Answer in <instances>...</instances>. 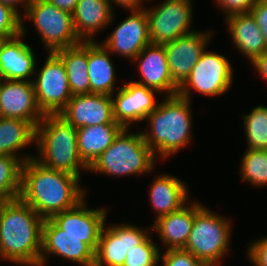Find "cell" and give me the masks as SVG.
<instances>
[{"label": "cell", "mask_w": 267, "mask_h": 266, "mask_svg": "<svg viewBox=\"0 0 267 266\" xmlns=\"http://www.w3.org/2000/svg\"><path fill=\"white\" fill-rule=\"evenodd\" d=\"M78 176L47 168L31 158L23 163L19 198L43 219L77 206L86 197Z\"/></svg>", "instance_id": "1"}, {"label": "cell", "mask_w": 267, "mask_h": 266, "mask_svg": "<svg viewBox=\"0 0 267 266\" xmlns=\"http://www.w3.org/2000/svg\"><path fill=\"white\" fill-rule=\"evenodd\" d=\"M44 219L20 198L0 203V261L40 266Z\"/></svg>", "instance_id": "2"}, {"label": "cell", "mask_w": 267, "mask_h": 266, "mask_svg": "<svg viewBox=\"0 0 267 266\" xmlns=\"http://www.w3.org/2000/svg\"><path fill=\"white\" fill-rule=\"evenodd\" d=\"M162 99L145 119L149 128L141 133L156 158L163 160L189 145L193 122L190 100L178 95Z\"/></svg>", "instance_id": "3"}, {"label": "cell", "mask_w": 267, "mask_h": 266, "mask_svg": "<svg viewBox=\"0 0 267 266\" xmlns=\"http://www.w3.org/2000/svg\"><path fill=\"white\" fill-rule=\"evenodd\" d=\"M34 159L43 166L81 178L88 167L80 158L77 128L60 115H45L36 127Z\"/></svg>", "instance_id": "4"}, {"label": "cell", "mask_w": 267, "mask_h": 266, "mask_svg": "<svg viewBox=\"0 0 267 266\" xmlns=\"http://www.w3.org/2000/svg\"><path fill=\"white\" fill-rule=\"evenodd\" d=\"M128 132V128H124L88 171L109 177L152 172L157 162L154 152L145 143L141 131Z\"/></svg>", "instance_id": "5"}, {"label": "cell", "mask_w": 267, "mask_h": 266, "mask_svg": "<svg viewBox=\"0 0 267 266\" xmlns=\"http://www.w3.org/2000/svg\"><path fill=\"white\" fill-rule=\"evenodd\" d=\"M203 206L196 214L184 250L207 266H219L230 249V220Z\"/></svg>", "instance_id": "6"}, {"label": "cell", "mask_w": 267, "mask_h": 266, "mask_svg": "<svg viewBox=\"0 0 267 266\" xmlns=\"http://www.w3.org/2000/svg\"><path fill=\"white\" fill-rule=\"evenodd\" d=\"M26 19L39 32L47 53L82 42L75 33L72 14L47 0H30L25 13L21 15V23Z\"/></svg>", "instance_id": "7"}, {"label": "cell", "mask_w": 267, "mask_h": 266, "mask_svg": "<svg viewBox=\"0 0 267 266\" xmlns=\"http://www.w3.org/2000/svg\"><path fill=\"white\" fill-rule=\"evenodd\" d=\"M231 65L225 55L205 49L177 95L190 101L192 89L204 96L223 95L233 83L234 71Z\"/></svg>", "instance_id": "8"}, {"label": "cell", "mask_w": 267, "mask_h": 266, "mask_svg": "<svg viewBox=\"0 0 267 266\" xmlns=\"http://www.w3.org/2000/svg\"><path fill=\"white\" fill-rule=\"evenodd\" d=\"M32 82L37 104L44 115H58L73 96L65 65L55 52H48L39 71L35 68Z\"/></svg>", "instance_id": "9"}, {"label": "cell", "mask_w": 267, "mask_h": 266, "mask_svg": "<svg viewBox=\"0 0 267 266\" xmlns=\"http://www.w3.org/2000/svg\"><path fill=\"white\" fill-rule=\"evenodd\" d=\"M192 3V0H165L157 6L144 8L151 44L164 45L194 32L190 28L193 24Z\"/></svg>", "instance_id": "10"}, {"label": "cell", "mask_w": 267, "mask_h": 266, "mask_svg": "<svg viewBox=\"0 0 267 266\" xmlns=\"http://www.w3.org/2000/svg\"><path fill=\"white\" fill-rule=\"evenodd\" d=\"M152 232L133 224L118 223L104 225L97 250L94 266H123L127 251L142 243Z\"/></svg>", "instance_id": "11"}, {"label": "cell", "mask_w": 267, "mask_h": 266, "mask_svg": "<svg viewBox=\"0 0 267 266\" xmlns=\"http://www.w3.org/2000/svg\"><path fill=\"white\" fill-rule=\"evenodd\" d=\"M115 93L111 95L113 116L123 128L131 129V125L145 120L160 102L155 96L157 91L134 81L125 82Z\"/></svg>", "instance_id": "12"}, {"label": "cell", "mask_w": 267, "mask_h": 266, "mask_svg": "<svg viewBox=\"0 0 267 266\" xmlns=\"http://www.w3.org/2000/svg\"><path fill=\"white\" fill-rule=\"evenodd\" d=\"M56 255L81 266H94L95 252L82 238L64 233L51 218L44 219L40 266L48 263L49 255Z\"/></svg>", "instance_id": "13"}, {"label": "cell", "mask_w": 267, "mask_h": 266, "mask_svg": "<svg viewBox=\"0 0 267 266\" xmlns=\"http://www.w3.org/2000/svg\"><path fill=\"white\" fill-rule=\"evenodd\" d=\"M131 15L123 19L102 41L110 52L132 61L146 46L151 44L146 10H131Z\"/></svg>", "instance_id": "14"}, {"label": "cell", "mask_w": 267, "mask_h": 266, "mask_svg": "<svg viewBox=\"0 0 267 266\" xmlns=\"http://www.w3.org/2000/svg\"><path fill=\"white\" fill-rule=\"evenodd\" d=\"M213 32L198 31L178 37L164 44L173 84L179 89L200 59L202 52L213 37Z\"/></svg>", "instance_id": "15"}, {"label": "cell", "mask_w": 267, "mask_h": 266, "mask_svg": "<svg viewBox=\"0 0 267 266\" xmlns=\"http://www.w3.org/2000/svg\"><path fill=\"white\" fill-rule=\"evenodd\" d=\"M106 208H88L86 200L77 206L55 214L51 219L64 233L82 238L94 252H96L101 231L106 222Z\"/></svg>", "instance_id": "16"}, {"label": "cell", "mask_w": 267, "mask_h": 266, "mask_svg": "<svg viewBox=\"0 0 267 266\" xmlns=\"http://www.w3.org/2000/svg\"><path fill=\"white\" fill-rule=\"evenodd\" d=\"M44 116L32 81L4 79L0 83V117L22 119L37 127Z\"/></svg>", "instance_id": "17"}, {"label": "cell", "mask_w": 267, "mask_h": 266, "mask_svg": "<svg viewBox=\"0 0 267 266\" xmlns=\"http://www.w3.org/2000/svg\"><path fill=\"white\" fill-rule=\"evenodd\" d=\"M58 115L77 129L83 126L117 123L113 116L112 98L105 94L73 95Z\"/></svg>", "instance_id": "18"}, {"label": "cell", "mask_w": 267, "mask_h": 266, "mask_svg": "<svg viewBox=\"0 0 267 266\" xmlns=\"http://www.w3.org/2000/svg\"><path fill=\"white\" fill-rule=\"evenodd\" d=\"M131 62L138 64L141 77L134 82L157 91L163 97L177 95L178 88L172 82L164 45L149 44Z\"/></svg>", "instance_id": "19"}, {"label": "cell", "mask_w": 267, "mask_h": 266, "mask_svg": "<svg viewBox=\"0 0 267 266\" xmlns=\"http://www.w3.org/2000/svg\"><path fill=\"white\" fill-rule=\"evenodd\" d=\"M25 30L21 23L20 34L0 43V71L5 80L33 81L37 61L33 49L23 41Z\"/></svg>", "instance_id": "20"}, {"label": "cell", "mask_w": 267, "mask_h": 266, "mask_svg": "<svg viewBox=\"0 0 267 266\" xmlns=\"http://www.w3.org/2000/svg\"><path fill=\"white\" fill-rule=\"evenodd\" d=\"M203 207L199 202H190L180 210L154 220L152 231L157 232L165 250L183 249L192 230L195 214Z\"/></svg>", "instance_id": "21"}, {"label": "cell", "mask_w": 267, "mask_h": 266, "mask_svg": "<svg viewBox=\"0 0 267 266\" xmlns=\"http://www.w3.org/2000/svg\"><path fill=\"white\" fill-rule=\"evenodd\" d=\"M114 8L108 0H78L72 13L73 25L78 38L94 42V35L114 21Z\"/></svg>", "instance_id": "22"}, {"label": "cell", "mask_w": 267, "mask_h": 266, "mask_svg": "<svg viewBox=\"0 0 267 266\" xmlns=\"http://www.w3.org/2000/svg\"><path fill=\"white\" fill-rule=\"evenodd\" d=\"M186 183L169 174L155 176L149 188V202L156 219L180 210L189 201Z\"/></svg>", "instance_id": "23"}, {"label": "cell", "mask_w": 267, "mask_h": 266, "mask_svg": "<svg viewBox=\"0 0 267 266\" xmlns=\"http://www.w3.org/2000/svg\"><path fill=\"white\" fill-rule=\"evenodd\" d=\"M225 19L235 48L250 63L267 50L261 29L250 13L232 14Z\"/></svg>", "instance_id": "24"}, {"label": "cell", "mask_w": 267, "mask_h": 266, "mask_svg": "<svg viewBox=\"0 0 267 266\" xmlns=\"http://www.w3.org/2000/svg\"><path fill=\"white\" fill-rule=\"evenodd\" d=\"M124 128L118 123L83 126L77 129V146L80 158L89 168L112 144Z\"/></svg>", "instance_id": "25"}, {"label": "cell", "mask_w": 267, "mask_h": 266, "mask_svg": "<svg viewBox=\"0 0 267 266\" xmlns=\"http://www.w3.org/2000/svg\"><path fill=\"white\" fill-rule=\"evenodd\" d=\"M110 56V52L101 42H88L90 94H115V66Z\"/></svg>", "instance_id": "26"}, {"label": "cell", "mask_w": 267, "mask_h": 266, "mask_svg": "<svg viewBox=\"0 0 267 266\" xmlns=\"http://www.w3.org/2000/svg\"><path fill=\"white\" fill-rule=\"evenodd\" d=\"M35 139L36 127L32 123L17 118L0 117V155L15 156L24 163L34 156L27 153L18 155L19 150L35 143Z\"/></svg>", "instance_id": "27"}, {"label": "cell", "mask_w": 267, "mask_h": 266, "mask_svg": "<svg viewBox=\"0 0 267 266\" xmlns=\"http://www.w3.org/2000/svg\"><path fill=\"white\" fill-rule=\"evenodd\" d=\"M55 53L65 65L72 95L90 94L88 72V42L62 48Z\"/></svg>", "instance_id": "28"}, {"label": "cell", "mask_w": 267, "mask_h": 266, "mask_svg": "<svg viewBox=\"0 0 267 266\" xmlns=\"http://www.w3.org/2000/svg\"><path fill=\"white\" fill-rule=\"evenodd\" d=\"M241 117L244 120L246 149L267 150V106H256Z\"/></svg>", "instance_id": "29"}, {"label": "cell", "mask_w": 267, "mask_h": 266, "mask_svg": "<svg viewBox=\"0 0 267 266\" xmlns=\"http://www.w3.org/2000/svg\"><path fill=\"white\" fill-rule=\"evenodd\" d=\"M23 162L15 157L0 155V201L19 198Z\"/></svg>", "instance_id": "30"}, {"label": "cell", "mask_w": 267, "mask_h": 266, "mask_svg": "<svg viewBox=\"0 0 267 266\" xmlns=\"http://www.w3.org/2000/svg\"><path fill=\"white\" fill-rule=\"evenodd\" d=\"M241 181L267 186V150L246 149L240 161Z\"/></svg>", "instance_id": "31"}, {"label": "cell", "mask_w": 267, "mask_h": 266, "mask_svg": "<svg viewBox=\"0 0 267 266\" xmlns=\"http://www.w3.org/2000/svg\"><path fill=\"white\" fill-rule=\"evenodd\" d=\"M150 235L138 246L127 251L123 266H160V247Z\"/></svg>", "instance_id": "32"}, {"label": "cell", "mask_w": 267, "mask_h": 266, "mask_svg": "<svg viewBox=\"0 0 267 266\" xmlns=\"http://www.w3.org/2000/svg\"><path fill=\"white\" fill-rule=\"evenodd\" d=\"M21 33V16L0 2V38L9 39Z\"/></svg>", "instance_id": "33"}, {"label": "cell", "mask_w": 267, "mask_h": 266, "mask_svg": "<svg viewBox=\"0 0 267 266\" xmlns=\"http://www.w3.org/2000/svg\"><path fill=\"white\" fill-rule=\"evenodd\" d=\"M162 266H207L198 260L191 252L184 249H169L162 254L160 252L159 262Z\"/></svg>", "instance_id": "34"}, {"label": "cell", "mask_w": 267, "mask_h": 266, "mask_svg": "<svg viewBox=\"0 0 267 266\" xmlns=\"http://www.w3.org/2000/svg\"><path fill=\"white\" fill-rule=\"evenodd\" d=\"M247 255L254 266H267V236L250 242Z\"/></svg>", "instance_id": "35"}, {"label": "cell", "mask_w": 267, "mask_h": 266, "mask_svg": "<svg viewBox=\"0 0 267 266\" xmlns=\"http://www.w3.org/2000/svg\"><path fill=\"white\" fill-rule=\"evenodd\" d=\"M216 6L223 10L224 17L232 14L249 13L257 0H215Z\"/></svg>", "instance_id": "36"}, {"label": "cell", "mask_w": 267, "mask_h": 266, "mask_svg": "<svg viewBox=\"0 0 267 266\" xmlns=\"http://www.w3.org/2000/svg\"><path fill=\"white\" fill-rule=\"evenodd\" d=\"M249 13L260 27L267 45V0H257Z\"/></svg>", "instance_id": "37"}, {"label": "cell", "mask_w": 267, "mask_h": 266, "mask_svg": "<svg viewBox=\"0 0 267 266\" xmlns=\"http://www.w3.org/2000/svg\"><path fill=\"white\" fill-rule=\"evenodd\" d=\"M112 4H116V6L122 7L124 10H140L143 9L144 0H108ZM146 1V0H145Z\"/></svg>", "instance_id": "38"}, {"label": "cell", "mask_w": 267, "mask_h": 266, "mask_svg": "<svg viewBox=\"0 0 267 266\" xmlns=\"http://www.w3.org/2000/svg\"><path fill=\"white\" fill-rule=\"evenodd\" d=\"M253 68L255 67V71H258V75L260 74L261 78L266 80L267 83V50L259 57H257L252 63Z\"/></svg>", "instance_id": "39"}, {"label": "cell", "mask_w": 267, "mask_h": 266, "mask_svg": "<svg viewBox=\"0 0 267 266\" xmlns=\"http://www.w3.org/2000/svg\"><path fill=\"white\" fill-rule=\"evenodd\" d=\"M47 1L56 6L57 8L65 10L71 14L74 12L76 4L78 3V0H47Z\"/></svg>", "instance_id": "40"}, {"label": "cell", "mask_w": 267, "mask_h": 266, "mask_svg": "<svg viewBox=\"0 0 267 266\" xmlns=\"http://www.w3.org/2000/svg\"><path fill=\"white\" fill-rule=\"evenodd\" d=\"M1 3L11 7L14 11H16L20 16H21V11H19V9L17 8L18 6H20L22 8V10L24 9V12L26 11L30 0H0Z\"/></svg>", "instance_id": "41"}, {"label": "cell", "mask_w": 267, "mask_h": 266, "mask_svg": "<svg viewBox=\"0 0 267 266\" xmlns=\"http://www.w3.org/2000/svg\"><path fill=\"white\" fill-rule=\"evenodd\" d=\"M3 80H4V79H3V76H2L1 71H0V83H1Z\"/></svg>", "instance_id": "42"}]
</instances>
